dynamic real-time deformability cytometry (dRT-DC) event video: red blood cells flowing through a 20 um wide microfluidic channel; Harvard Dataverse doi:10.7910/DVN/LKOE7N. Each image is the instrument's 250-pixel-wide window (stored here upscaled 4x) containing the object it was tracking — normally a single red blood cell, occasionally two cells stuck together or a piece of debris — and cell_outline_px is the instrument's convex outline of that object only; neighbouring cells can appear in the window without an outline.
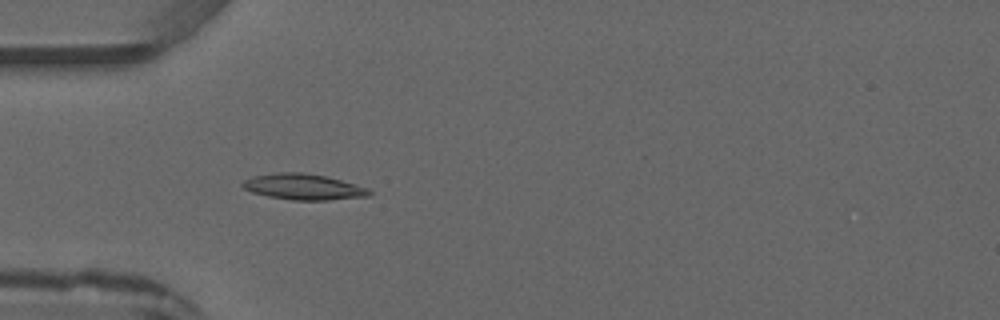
{"species": "common noctule bat (a hibernating species)", "species_latin": "Nyctalus noctula", "temperature_condition": "warm", "stored_images_in_passage": 3, "camera_frame_rate_fps": 3000, "um_per_image_px": 0.085, "animal": {"sex": "male", "forearm_length_mm": 52.5}, "frame": {"image": 1, "passage_image": 3, "time_ms": 3.0, "image_size_px": [1000, 320], "cell_outline_px": [[372, 196], [328, 200], [292, 200], [268, 196], [252, 192], [244, 188], [240, 184], [244, 180], [252, 176], [280, 172], [304, 172], [328, 176], [368, 188], [372, 192]], "centroid_in_image_um": [25.81, 15.88], "position_along_channel_um": 59.2, "area_um2": 19.25}}